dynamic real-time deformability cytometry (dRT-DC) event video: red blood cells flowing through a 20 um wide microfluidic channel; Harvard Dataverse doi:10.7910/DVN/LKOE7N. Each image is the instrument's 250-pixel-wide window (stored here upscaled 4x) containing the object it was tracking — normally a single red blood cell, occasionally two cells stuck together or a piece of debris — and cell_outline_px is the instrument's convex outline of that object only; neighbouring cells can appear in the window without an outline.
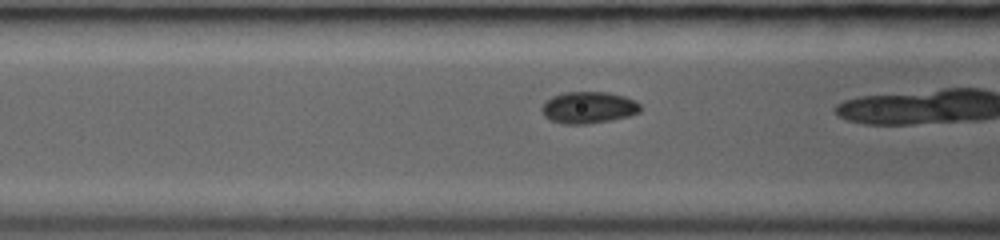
{"species": "common noctule bat (a hibernating species)", "species_latin": "Nyctalus noctula", "temperature_condition": "room temperature", "stored_images_in_passage": 56, "camera_frame_rate_fps": 3000, "um_per_image_px": 0.085, "animal": {"sex": "female", "body_mass_g": 19.0, "forearm_length_mm": 53.3}, "frame": {"image": 1, "passage_image": 30, "time_ms": 4.333, "image_size_px": [1000, 240], "cell_outline_px": [[640, 112], [628, 116], [612, 120], [588, 124], [564, 124], [552, 120], [544, 116], [540, 112], [540, 108], [552, 96], [564, 92], [608, 92], [624, 96], [636, 100], [640, 104]], "centroid_in_image_um": [50.03, 9.14], "position_along_channel_um": 116.6, "area_um2": 18.32}}
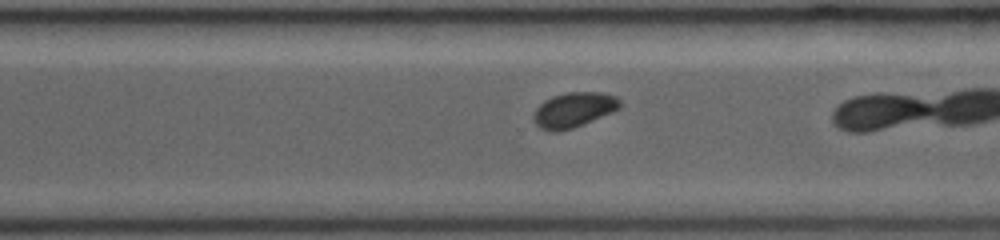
{"frame": {"image": 2, "passage_image": 49, "time_ms": 9.0, "image_size_px": [1000, 240], "cell_outline_px": [[620, 108], [612, 112], [572, 128], [556, 132], [552, 132], [540, 128], [536, 124], [536, 108], [544, 100], [552, 96], [568, 92], [604, 92], [616, 96], [620, 100]], "centroid_in_image_um": [48.8, 9.32], "position_along_channel_um": 321.8, "area_um2": 17.34}}